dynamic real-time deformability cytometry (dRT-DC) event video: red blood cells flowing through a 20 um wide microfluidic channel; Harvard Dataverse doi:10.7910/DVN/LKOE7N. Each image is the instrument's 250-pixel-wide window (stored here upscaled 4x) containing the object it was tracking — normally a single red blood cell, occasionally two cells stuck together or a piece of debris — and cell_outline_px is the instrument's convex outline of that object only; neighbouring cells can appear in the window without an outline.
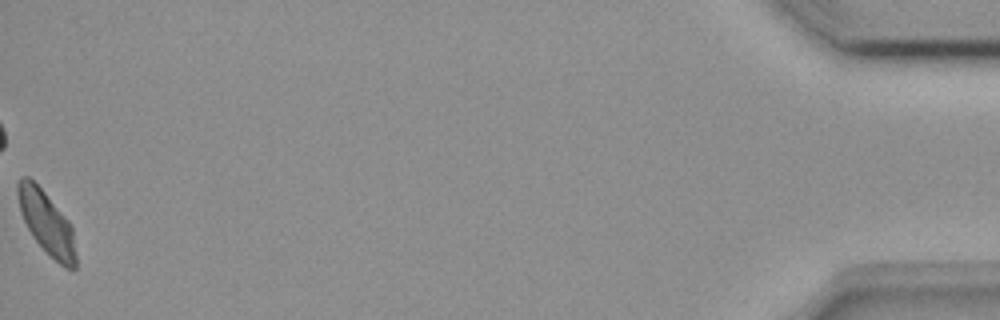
{"species": "common noctule bat (a hibernating species)", "species_latin": "Nyctalus noctula", "temperature_condition": "room temperature", "stored_images_in_passage": 52, "camera_frame_rate_fps": 3000, "um_per_image_px": 0.085, "animal": {"sex": "female", "body_mass_g": 18.4}, "frame": {"image": 1, "passage_image": 52, "time_ms": 17.0, "image_size_px": [1000, 320], "cell_outline_px": [[76, 268], [72, 272], [64, 268], [32, 236], [20, 212], [16, 192], [16, 184], [24, 176], [28, 176], [44, 192], [68, 220], [72, 228], [76, 256]], "centroid_in_image_um": [3.96, 18.96], "position_along_channel_um": 431.2, "area_um2": 20.98}, "authors_computed_cell_mechanics": {"area_um2": 22.4264, "velocity_mm_per_s": 3.8534, "shape_relaxation_time_tau1_ms": null, "shape_relaxation_time_tau2_ms": 5.7931, "deformation_change_tau1": null, "deformation_change_tau2": 0.104}}